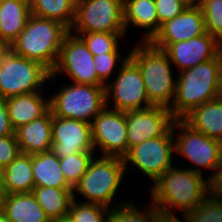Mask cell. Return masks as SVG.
Returning <instances> with one entry per match:
<instances>
[{
  "instance_id": "33",
  "label": "cell",
  "mask_w": 222,
  "mask_h": 222,
  "mask_svg": "<svg viewBox=\"0 0 222 222\" xmlns=\"http://www.w3.org/2000/svg\"><path fill=\"white\" fill-rule=\"evenodd\" d=\"M205 30L222 44V0H202Z\"/></svg>"
},
{
  "instance_id": "14",
  "label": "cell",
  "mask_w": 222,
  "mask_h": 222,
  "mask_svg": "<svg viewBox=\"0 0 222 222\" xmlns=\"http://www.w3.org/2000/svg\"><path fill=\"white\" fill-rule=\"evenodd\" d=\"M128 150L151 138L164 136L176 120L169 108L152 106L142 110L125 111Z\"/></svg>"
},
{
  "instance_id": "34",
  "label": "cell",
  "mask_w": 222,
  "mask_h": 222,
  "mask_svg": "<svg viewBox=\"0 0 222 222\" xmlns=\"http://www.w3.org/2000/svg\"><path fill=\"white\" fill-rule=\"evenodd\" d=\"M122 56L123 55H121V52L105 53L94 56L93 60L98 78L105 85H107L111 81V79L113 78L112 76H115L114 73L118 72L117 69H119L123 62L127 60V58L129 57V52L124 57Z\"/></svg>"
},
{
  "instance_id": "9",
  "label": "cell",
  "mask_w": 222,
  "mask_h": 222,
  "mask_svg": "<svg viewBox=\"0 0 222 222\" xmlns=\"http://www.w3.org/2000/svg\"><path fill=\"white\" fill-rule=\"evenodd\" d=\"M174 138L172 128L164 135L151 138L132 147L123 157L126 175L133 169L142 173L149 183L159 179L169 168L175 165ZM148 177V178H147Z\"/></svg>"
},
{
  "instance_id": "11",
  "label": "cell",
  "mask_w": 222,
  "mask_h": 222,
  "mask_svg": "<svg viewBox=\"0 0 222 222\" xmlns=\"http://www.w3.org/2000/svg\"><path fill=\"white\" fill-rule=\"evenodd\" d=\"M105 97L106 107L123 112L154 106L147 96L140 69L130 57L105 86Z\"/></svg>"
},
{
  "instance_id": "42",
  "label": "cell",
  "mask_w": 222,
  "mask_h": 222,
  "mask_svg": "<svg viewBox=\"0 0 222 222\" xmlns=\"http://www.w3.org/2000/svg\"><path fill=\"white\" fill-rule=\"evenodd\" d=\"M5 195H6V193H5L3 182H2V179L0 176V209L3 208Z\"/></svg>"
},
{
  "instance_id": "43",
  "label": "cell",
  "mask_w": 222,
  "mask_h": 222,
  "mask_svg": "<svg viewBox=\"0 0 222 222\" xmlns=\"http://www.w3.org/2000/svg\"><path fill=\"white\" fill-rule=\"evenodd\" d=\"M51 222H73V221L71 220V218L68 215H66L61 218L52 220Z\"/></svg>"
},
{
  "instance_id": "15",
  "label": "cell",
  "mask_w": 222,
  "mask_h": 222,
  "mask_svg": "<svg viewBox=\"0 0 222 222\" xmlns=\"http://www.w3.org/2000/svg\"><path fill=\"white\" fill-rule=\"evenodd\" d=\"M51 151L58 157H67L79 152H95L91 124L79 119L52 115Z\"/></svg>"
},
{
  "instance_id": "13",
  "label": "cell",
  "mask_w": 222,
  "mask_h": 222,
  "mask_svg": "<svg viewBox=\"0 0 222 222\" xmlns=\"http://www.w3.org/2000/svg\"><path fill=\"white\" fill-rule=\"evenodd\" d=\"M95 153L123 158L128 152L125 112L105 107L91 123Z\"/></svg>"
},
{
  "instance_id": "37",
  "label": "cell",
  "mask_w": 222,
  "mask_h": 222,
  "mask_svg": "<svg viewBox=\"0 0 222 222\" xmlns=\"http://www.w3.org/2000/svg\"><path fill=\"white\" fill-rule=\"evenodd\" d=\"M208 194L213 198L222 200V161L208 178Z\"/></svg>"
},
{
  "instance_id": "29",
  "label": "cell",
  "mask_w": 222,
  "mask_h": 222,
  "mask_svg": "<svg viewBox=\"0 0 222 222\" xmlns=\"http://www.w3.org/2000/svg\"><path fill=\"white\" fill-rule=\"evenodd\" d=\"M126 33L91 32L82 33L79 37L87 45L88 50L95 56L105 53H119V40H126Z\"/></svg>"
},
{
  "instance_id": "12",
  "label": "cell",
  "mask_w": 222,
  "mask_h": 222,
  "mask_svg": "<svg viewBox=\"0 0 222 222\" xmlns=\"http://www.w3.org/2000/svg\"><path fill=\"white\" fill-rule=\"evenodd\" d=\"M70 32L75 36L91 32L126 33L123 0H76Z\"/></svg>"
},
{
  "instance_id": "31",
  "label": "cell",
  "mask_w": 222,
  "mask_h": 222,
  "mask_svg": "<svg viewBox=\"0 0 222 222\" xmlns=\"http://www.w3.org/2000/svg\"><path fill=\"white\" fill-rule=\"evenodd\" d=\"M79 201L73 199L69 207L67 215L73 222H110V208Z\"/></svg>"
},
{
  "instance_id": "30",
  "label": "cell",
  "mask_w": 222,
  "mask_h": 222,
  "mask_svg": "<svg viewBox=\"0 0 222 222\" xmlns=\"http://www.w3.org/2000/svg\"><path fill=\"white\" fill-rule=\"evenodd\" d=\"M94 152H79L67 157H59V163L66 181L74 188L86 173Z\"/></svg>"
},
{
  "instance_id": "19",
  "label": "cell",
  "mask_w": 222,
  "mask_h": 222,
  "mask_svg": "<svg viewBox=\"0 0 222 222\" xmlns=\"http://www.w3.org/2000/svg\"><path fill=\"white\" fill-rule=\"evenodd\" d=\"M44 91H37L6 98L9 120L12 128L25 125L44 116L50 110V98Z\"/></svg>"
},
{
  "instance_id": "7",
  "label": "cell",
  "mask_w": 222,
  "mask_h": 222,
  "mask_svg": "<svg viewBox=\"0 0 222 222\" xmlns=\"http://www.w3.org/2000/svg\"><path fill=\"white\" fill-rule=\"evenodd\" d=\"M52 115L92 123L106 107L105 86L69 83L50 95Z\"/></svg>"
},
{
  "instance_id": "41",
  "label": "cell",
  "mask_w": 222,
  "mask_h": 222,
  "mask_svg": "<svg viewBox=\"0 0 222 222\" xmlns=\"http://www.w3.org/2000/svg\"><path fill=\"white\" fill-rule=\"evenodd\" d=\"M188 7L201 6L202 0H181Z\"/></svg>"
},
{
  "instance_id": "5",
  "label": "cell",
  "mask_w": 222,
  "mask_h": 222,
  "mask_svg": "<svg viewBox=\"0 0 222 222\" xmlns=\"http://www.w3.org/2000/svg\"><path fill=\"white\" fill-rule=\"evenodd\" d=\"M123 158L96 155L90 161L86 173L74 187V199L83 197L85 203H95L112 209L128 200L115 201L123 181H125ZM114 200V201H113ZM115 204H114V203Z\"/></svg>"
},
{
  "instance_id": "40",
  "label": "cell",
  "mask_w": 222,
  "mask_h": 222,
  "mask_svg": "<svg viewBox=\"0 0 222 222\" xmlns=\"http://www.w3.org/2000/svg\"><path fill=\"white\" fill-rule=\"evenodd\" d=\"M9 49L10 46L6 42L0 39V61L2 60L3 56L8 52Z\"/></svg>"
},
{
  "instance_id": "18",
  "label": "cell",
  "mask_w": 222,
  "mask_h": 222,
  "mask_svg": "<svg viewBox=\"0 0 222 222\" xmlns=\"http://www.w3.org/2000/svg\"><path fill=\"white\" fill-rule=\"evenodd\" d=\"M16 141L22 153L36 155L51 150L52 147V113L22 125L14 130Z\"/></svg>"
},
{
  "instance_id": "26",
  "label": "cell",
  "mask_w": 222,
  "mask_h": 222,
  "mask_svg": "<svg viewBox=\"0 0 222 222\" xmlns=\"http://www.w3.org/2000/svg\"><path fill=\"white\" fill-rule=\"evenodd\" d=\"M74 189L34 187L31 191L50 221L66 216L74 199Z\"/></svg>"
},
{
  "instance_id": "21",
  "label": "cell",
  "mask_w": 222,
  "mask_h": 222,
  "mask_svg": "<svg viewBox=\"0 0 222 222\" xmlns=\"http://www.w3.org/2000/svg\"><path fill=\"white\" fill-rule=\"evenodd\" d=\"M182 120L193 130L220 141L222 139V95L194 108Z\"/></svg>"
},
{
  "instance_id": "8",
  "label": "cell",
  "mask_w": 222,
  "mask_h": 222,
  "mask_svg": "<svg viewBox=\"0 0 222 222\" xmlns=\"http://www.w3.org/2000/svg\"><path fill=\"white\" fill-rule=\"evenodd\" d=\"M50 74L41 63L19 56L9 49L0 61V97L6 99L43 91Z\"/></svg>"
},
{
  "instance_id": "22",
  "label": "cell",
  "mask_w": 222,
  "mask_h": 222,
  "mask_svg": "<svg viewBox=\"0 0 222 222\" xmlns=\"http://www.w3.org/2000/svg\"><path fill=\"white\" fill-rule=\"evenodd\" d=\"M30 15L29 0H3L0 3V39L11 46L24 30Z\"/></svg>"
},
{
  "instance_id": "38",
  "label": "cell",
  "mask_w": 222,
  "mask_h": 222,
  "mask_svg": "<svg viewBox=\"0 0 222 222\" xmlns=\"http://www.w3.org/2000/svg\"><path fill=\"white\" fill-rule=\"evenodd\" d=\"M14 129L9 120L6 99L0 97V136L13 135Z\"/></svg>"
},
{
  "instance_id": "10",
  "label": "cell",
  "mask_w": 222,
  "mask_h": 222,
  "mask_svg": "<svg viewBox=\"0 0 222 222\" xmlns=\"http://www.w3.org/2000/svg\"><path fill=\"white\" fill-rule=\"evenodd\" d=\"M94 55L79 37L69 32L63 40L56 66L51 71L49 83L57 77H68L71 83L106 86L97 75ZM59 75V76H58Z\"/></svg>"
},
{
  "instance_id": "27",
  "label": "cell",
  "mask_w": 222,
  "mask_h": 222,
  "mask_svg": "<svg viewBox=\"0 0 222 222\" xmlns=\"http://www.w3.org/2000/svg\"><path fill=\"white\" fill-rule=\"evenodd\" d=\"M31 14L58 21L69 30L76 15V0H29Z\"/></svg>"
},
{
  "instance_id": "3",
  "label": "cell",
  "mask_w": 222,
  "mask_h": 222,
  "mask_svg": "<svg viewBox=\"0 0 222 222\" xmlns=\"http://www.w3.org/2000/svg\"><path fill=\"white\" fill-rule=\"evenodd\" d=\"M133 43L129 57L138 65L149 101L170 108L176 93L177 76L168 55L150 42Z\"/></svg>"
},
{
  "instance_id": "6",
  "label": "cell",
  "mask_w": 222,
  "mask_h": 222,
  "mask_svg": "<svg viewBox=\"0 0 222 222\" xmlns=\"http://www.w3.org/2000/svg\"><path fill=\"white\" fill-rule=\"evenodd\" d=\"M175 162L180 156L190 162L187 167L203 176V169L209 178L216 166L222 161V146L219 140L193 130L183 120H175L172 125ZM177 154V155H176ZM194 165V166H193ZM211 170V172H210ZM210 172V174H209Z\"/></svg>"
},
{
  "instance_id": "17",
  "label": "cell",
  "mask_w": 222,
  "mask_h": 222,
  "mask_svg": "<svg viewBox=\"0 0 222 222\" xmlns=\"http://www.w3.org/2000/svg\"><path fill=\"white\" fill-rule=\"evenodd\" d=\"M205 32L201 7H187L178 16L162 24L150 43L154 47L164 50L172 43L189 40Z\"/></svg>"
},
{
  "instance_id": "36",
  "label": "cell",
  "mask_w": 222,
  "mask_h": 222,
  "mask_svg": "<svg viewBox=\"0 0 222 222\" xmlns=\"http://www.w3.org/2000/svg\"><path fill=\"white\" fill-rule=\"evenodd\" d=\"M20 152L15 134L0 136V171L15 160Z\"/></svg>"
},
{
  "instance_id": "25",
  "label": "cell",
  "mask_w": 222,
  "mask_h": 222,
  "mask_svg": "<svg viewBox=\"0 0 222 222\" xmlns=\"http://www.w3.org/2000/svg\"><path fill=\"white\" fill-rule=\"evenodd\" d=\"M2 210L10 222H51L32 192L6 194Z\"/></svg>"
},
{
  "instance_id": "20",
  "label": "cell",
  "mask_w": 222,
  "mask_h": 222,
  "mask_svg": "<svg viewBox=\"0 0 222 222\" xmlns=\"http://www.w3.org/2000/svg\"><path fill=\"white\" fill-rule=\"evenodd\" d=\"M123 13L126 35L131 25L144 29L138 42H150L158 33L159 19L154 0H123Z\"/></svg>"
},
{
  "instance_id": "2",
  "label": "cell",
  "mask_w": 222,
  "mask_h": 222,
  "mask_svg": "<svg viewBox=\"0 0 222 222\" xmlns=\"http://www.w3.org/2000/svg\"><path fill=\"white\" fill-rule=\"evenodd\" d=\"M176 75V93L169 111L176 120H182L194 108L222 95V51Z\"/></svg>"
},
{
  "instance_id": "4",
  "label": "cell",
  "mask_w": 222,
  "mask_h": 222,
  "mask_svg": "<svg viewBox=\"0 0 222 222\" xmlns=\"http://www.w3.org/2000/svg\"><path fill=\"white\" fill-rule=\"evenodd\" d=\"M69 32L58 21L31 14L10 49L19 56L41 63L51 72L56 66L64 37Z\"/></svg>"
},
{
  "instance_id": "24",
  "label": "cell",
  "mask_w": 222,
  "mask_h": 222,
  "mask_svg": "<svg viewBox=\"0 0 222 222\" xmlns=\"http://www.w3.org/2000/svg\"><path fill=\"white\" fill-rule=\"evenodd\" d=\"M32 173L35 187L74 189L62 173L59 157L51 150L32 155Z\"/></svg>"
},
{
  "instance_id": "44",
  "label": "cell",
  "mask_w": 222,
  "mask_h": 222,
  "mask_svg": "<svg viewBox=\"0 0 222 222\" xmlns=\"http://www.w3.org/2000/svg\"><path fill=\"white\" fill-rule=\"evenodd\" d=\"M0 222H10L2 209H0Z\"/></svg>"
},
{
  "instance_id": "39",
  "label": "cell",
  "mask_w": 222,
  "mask_h": 222,
  "mask_svg": "<svg viewBox=\"0 0 222 222\" xmlns=\"http://www.w3.org/2000/svg\"><path fill=\"white\" fill-rule=\"evenodd\" d=\"M160 222H188V220L184 216L179 217L178 213L176 216L162 214Z\"/></svg>"
},
{
  "instance_id": "28",
  "label": "cell",
  "mask_w": 222,
  "mask_h": 222,
  "mask_svg": "<svg viewBox=\"0 0 222 222\" xmlns=\"http://www.w3.org/2000/svg\"><path fill=\"white\" fill-rule=\"evenodd\" d=\"M147 201L150 203L142 205L143 210L131 199L114 206L110 210V222H160L161 211L150 200Z\"/></svg>"
},
{
  "instance_id": "23",
  "label": "cell",
  "mask_w": 222,
  "mask_h": 222,
  "mask_svg": "<svg viewBox=\"0 0 222 222\" xmlns=\"http://www.w3.org/2000/svg\"><path fill=\"white\" fill-rule=\"evenodd\" d=\"M6 194L29 193L35 187L32 155L22 153L0 171Z\"/></svg>"
},
{
  "instance_id": "16",
  "label": "cell",
  "mask_w": 222,
  "mask_h": 222,
  "mask_svg": "<svg viewBox=\"0 0 222 222\" xmlns=\"http://www.w3.org/2000/svg\"><path fill=\"white\" fill-rule=\"evenodd\" d=\"M163 51L179 73L214 59L222 51V44L214 36L205 32L189 40L172 43Z\"/></svg>"
},
{
  "instance_id": "35",
  "label": "cell",
  "mask_w": 222,
  "mask_h": 222,
  "mask_svg": "<svg viewBox=\"0 0 222 222\" xmlns=\"http://www.w3.org/2000/svg\"><path fill=\"white\" fill-rule=\"evenodd\" d=\"M157 16L159 19V30L162 24L172 20L183 12L186 6L181 0H154Z\"/></svg>"
},
{
  "instance_id": "1",
  "label": "cell",
  "mask_w": 222,
  "mask_h": 222,
  "mask_svg": "<svg viewBox=\"0 0 222 222\" xmlns=\"http://www.w3.org/2000/svg\"><path fill=\"white\" fill-rule=\"evenodd\" d=\"M175 164L148 186L149 198L163 215L185 216L209 196L208 178L184 167L186 163Z\"/></svg>"
},
{
  "instance_id": "32",
  "label": "cell",
  "mask_w": 222,
  "mask_h": 222,
  "mask_svg": "<svg viewBox=\"0 0 222 222\" xmlns=\"http://www.w3.org/2000/svg\"><path fill=\"white\" fill-rule=\"evenodd\" d=\"M184 217L188 222H222V200L208 196Z\"/></svg>"
}]
</instances>
